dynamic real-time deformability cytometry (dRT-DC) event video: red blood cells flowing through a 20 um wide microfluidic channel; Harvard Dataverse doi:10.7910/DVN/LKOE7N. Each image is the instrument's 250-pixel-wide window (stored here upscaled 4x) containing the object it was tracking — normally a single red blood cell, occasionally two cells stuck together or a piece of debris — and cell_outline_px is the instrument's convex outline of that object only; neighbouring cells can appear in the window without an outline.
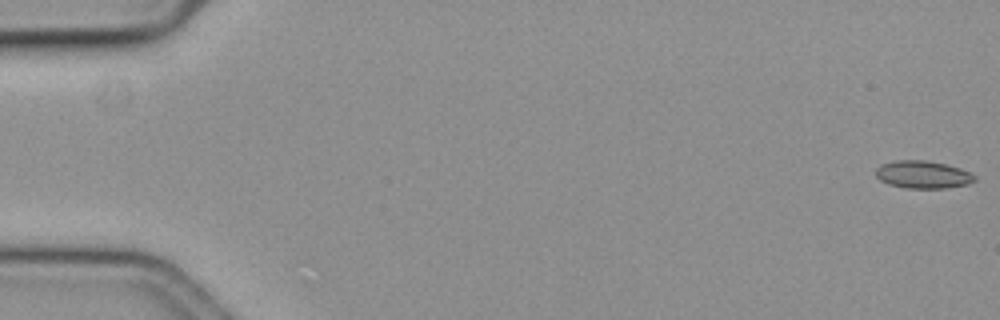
{"species": "common noctule bat (a hibernating species)", "species_latin": "Nyctalus noctula", "temperature_condition": "cold", "stored_images_in_passage": 13, "camera_frame_rate_fps": 3000, "um_per_image_px": 0.085, "animal": {"sex": "female", "body_mass_g": 19.3, "forearm_length_mm": 54.1}, "frame": {"image": 1, "passage_image": 1, "time_ms": 0.0, "image_size_px": [1000, 320], "cell_outline_px": [[976, 180], [968, 184], [944, 188], [908, 188], [888, 184], [880, 180], [876, 176], [876, 168], [880, 164], [896, 160], [924, 160], [944, 164], [960, 168], [976, 176]], "centroid_in_image_um": [78.42, 14.84], "position_along_channel_um": 6.6, "area_um2": 15.84}}